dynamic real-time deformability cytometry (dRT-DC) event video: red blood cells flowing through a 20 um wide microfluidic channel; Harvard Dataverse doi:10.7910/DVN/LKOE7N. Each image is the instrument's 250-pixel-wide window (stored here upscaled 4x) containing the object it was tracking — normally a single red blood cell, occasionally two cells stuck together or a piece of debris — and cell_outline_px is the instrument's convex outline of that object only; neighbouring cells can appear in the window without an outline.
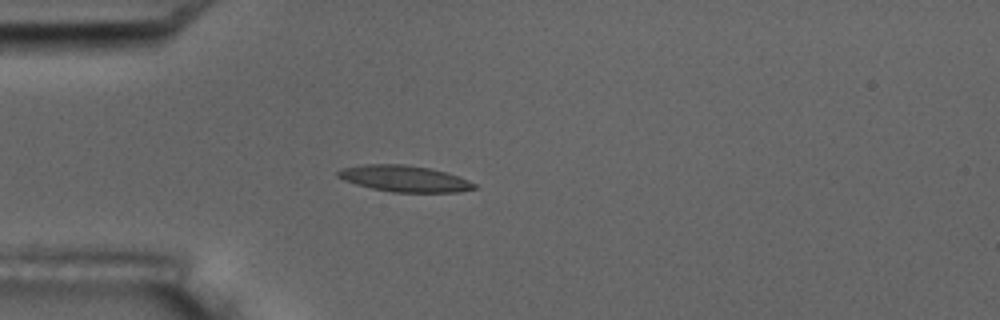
{"species": "common noctule bat (a hibernating species)", "species_latin": "Nyctalus noctula", "temperature_condition": "room temperature", "stored_images_in_passage": 5, "camera_frame_rate_fps": 3000, "um_per_image_px": 0.085, "animal": {"sex": "male", "body_mass_g": 17.5, "forearm_length_mm": 52.3}, "frame": {"image": 1, "passage_image": 4, "time_ms": 3.333, "image_size_px": [1000, 320], "cell_outline_px": [[480, 188], [460, 192], [392, 192], [372, 188], [356, 184], [344, 180], [336, 176], [336, 172], [340, 168], [364, 164], [404, 164], [428, 168], [448, 172], [468, 180], [476, 184]], "centroid_in_image_um": [34.39, 15.18], "position_along_channel_um": 50.6, "area_um2": 21.04}}